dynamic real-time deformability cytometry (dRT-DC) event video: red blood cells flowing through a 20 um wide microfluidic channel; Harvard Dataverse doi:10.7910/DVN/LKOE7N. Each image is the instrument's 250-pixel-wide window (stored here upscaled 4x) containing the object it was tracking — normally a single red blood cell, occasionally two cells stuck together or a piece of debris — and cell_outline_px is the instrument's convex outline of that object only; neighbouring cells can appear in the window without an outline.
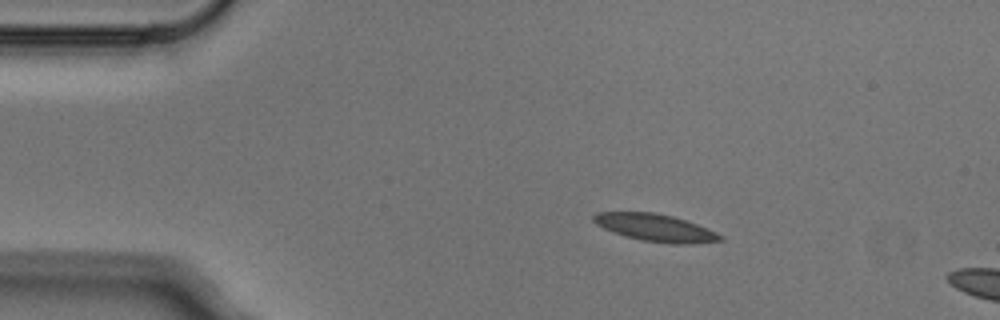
{"species": "Egyptian fruit bat (a non-hibernating species)", "species_latin": "Rousettus aegyptiacus", "temperature_condition": "cold", "stored_images_in_passage": 4, "camera_frame_rate_fps": 3000, "um_per_image_px": 0.085, "animal": {"sex": "male"}, "frame": {"image": 1, "passage_image": 2, "time_ms": 0.333, "image_size_px": [1000, 320], "cell_outline_px": [[724, 240], [692, 244], [672, 244], [644, 240], [624, 236], [604, 228], [596, 224], [592, 220], [592, 216], [596, 212], [656, 212], [672, 216], [708, 228], [724, 236]], "centroid_in_image_um": [55.72, 19.35], "position_along_channel_um": 29.3, "area_um2": 20.17}}